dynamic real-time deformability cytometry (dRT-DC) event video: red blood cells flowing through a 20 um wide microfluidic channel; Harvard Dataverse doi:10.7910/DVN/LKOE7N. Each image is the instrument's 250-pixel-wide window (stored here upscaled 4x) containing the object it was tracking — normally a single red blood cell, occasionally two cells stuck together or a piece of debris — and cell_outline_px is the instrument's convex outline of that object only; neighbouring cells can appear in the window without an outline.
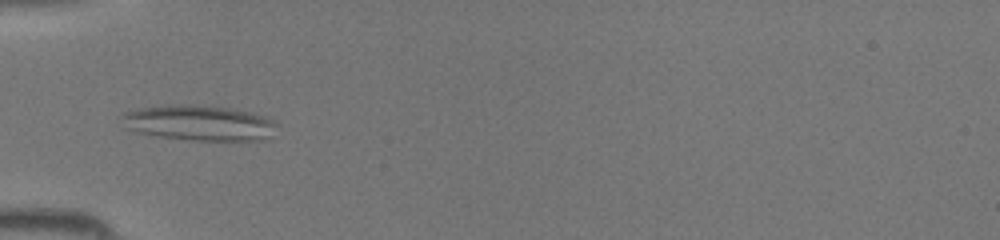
{"species": "common noctule bat (a hibernating species)", "species_latin": "Nyctalus noctula", "temperature_condition": "room temperature", "stored_images_in_passage": 47, "camera_frame_rate_fps": 3000, "um_per_image_px": 0.085, "animal": {"sex": "female", "body_mass_g": 19.5, "forearm_length_mm": 54.1}, "frame": {"image": 1, "passage_image": 17, "time_ms": 5.333, "image_size_px": [1000, 240], "cell_outline_px": [[280, 124], [264, 140], [192, 140], [156, 136], [136, 132], [128, 128], [120, 116], [124, 112], [140, 108], [168, 104], [184, 104], [232, 108], [252, 112], [268, 116]], "centroid_in_image_um": [16.96, 10.43], "position_along_channel_um": 68.0, "area_um2": 32.19}}
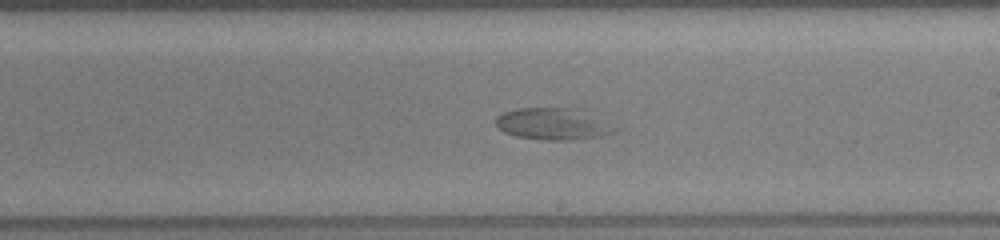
{"frame": {"image": 2, "passage_image": 29, "time_ms": 9.333, "image_size_px": [1000, 240], "cell_outline_px": [[620, 128], [616, 132], [600, 136], [568, 140], [540, 140], [516, 136], [504, 132], [496, 124], [496, 116], [504, 112], [516, 108], [568, 108]], "centroid_in_image_um": [46.92, 10.56], "position_along_channel_um": 242.1, "area_um2": 21.39}}
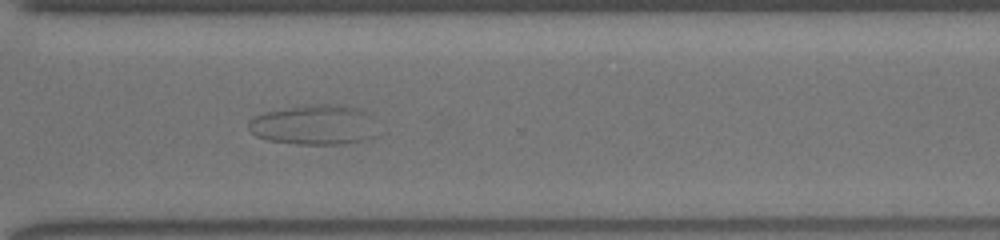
{"frame": {"image": 3, "passage_image": 36, "time_ms": 11.667, "image_size_px": [1000, 240], "cell_outline_px": [[380, 136], [368, 140], [348, 144], [296, 144], [268, 140], [256, 136], [248, 128], [248, 120], [252, 116], [264, 112], [312, 104], [340, 104], [356, 108], [368, 112], [372, 116]], "centroid_in_image_um": [26.78, 10.62], "position_along_channel_um": 343.8, "area_um2": 30.75}}